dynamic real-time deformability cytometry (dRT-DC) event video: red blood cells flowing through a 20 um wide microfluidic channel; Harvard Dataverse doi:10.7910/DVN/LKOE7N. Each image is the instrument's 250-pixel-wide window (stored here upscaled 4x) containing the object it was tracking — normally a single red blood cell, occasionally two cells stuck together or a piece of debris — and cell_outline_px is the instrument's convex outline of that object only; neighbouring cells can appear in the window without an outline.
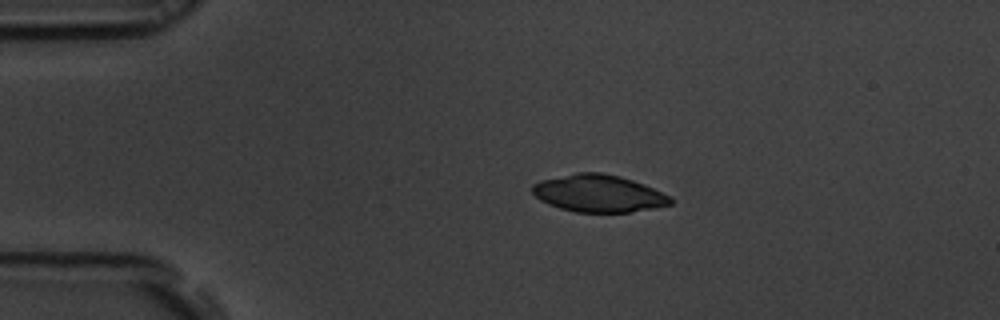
{"species": "common noctule bat (a hibernating species)", "species_latin": "Nyctalus noctula", "temperature_condition": "room temperature", "stored_images_in_passage": 45, "camera_frame_rate_fps": 3000, "um_per_image_px": 0.085, "animal": {"sex": "male", "body_mass_g": 19.5, "forearm_length_mm": 54.6}, "frame": {"image": 1, "passage_image": 1, "time_ms": 0.0, "image_size_px": [1000, 320], "cell_outline_px": [[672, 204], [656, 208], [632, 212], [576, 212], [560, 208], [548, 204], [540, 200], [532, 192], [532, 184], [540, 180], [576, 172], [600, 172], [620, 176], [644, 184], [672, 196]], "centroid_in_image_um": [50.9, 16.44], "position_along_channel_um": 34.1, "area_um2": 30.23}}
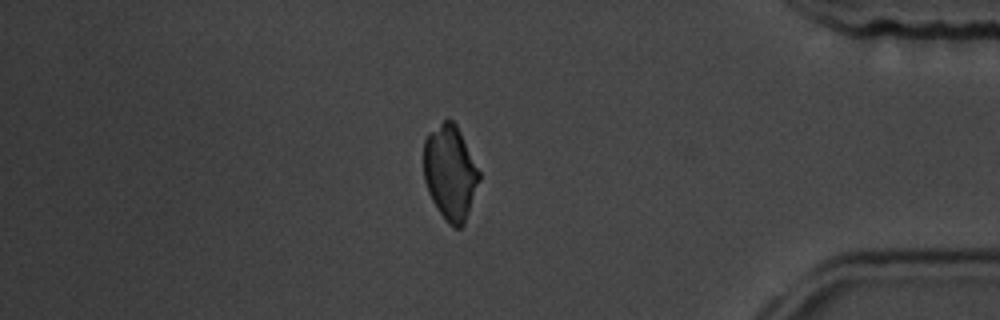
{"frame": {"image": 2, "passage_image": 37, "time_ms": 12.0, "image_size_px": [1000, 320], "cell_outline_px": [[480, 180], [464, 224], [460, 228], [452, 228], [448, 224], [432, 200], [428, 192], [424, 180], [424, 140], [428, 132], [444, 120], [452, 120], [456, 124], [480, 172]], "centroid_in_image_um": [38.26, 14.68], "position_along_channel_um": 396.9, "area_um2": 30.52}}
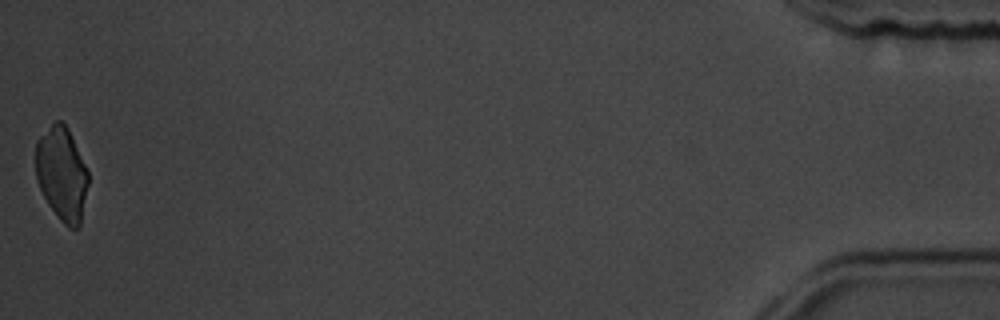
{"frame": {"image": 3, "passage_image": 45, "time_ms": 14.667, "image_size_px": [1000, 320], "cell_outline_px": [[88, 184], [80, 228], [68, 228], [60, 220], [48, 204], [36, 180], [36, 140], [56, 120], [60, 120], [68, 128], [88, 172]], "centroid_in_image_um": [5.25, 14.8], "position_along_channel_um": 429.9, "area_um2": 28.55}}